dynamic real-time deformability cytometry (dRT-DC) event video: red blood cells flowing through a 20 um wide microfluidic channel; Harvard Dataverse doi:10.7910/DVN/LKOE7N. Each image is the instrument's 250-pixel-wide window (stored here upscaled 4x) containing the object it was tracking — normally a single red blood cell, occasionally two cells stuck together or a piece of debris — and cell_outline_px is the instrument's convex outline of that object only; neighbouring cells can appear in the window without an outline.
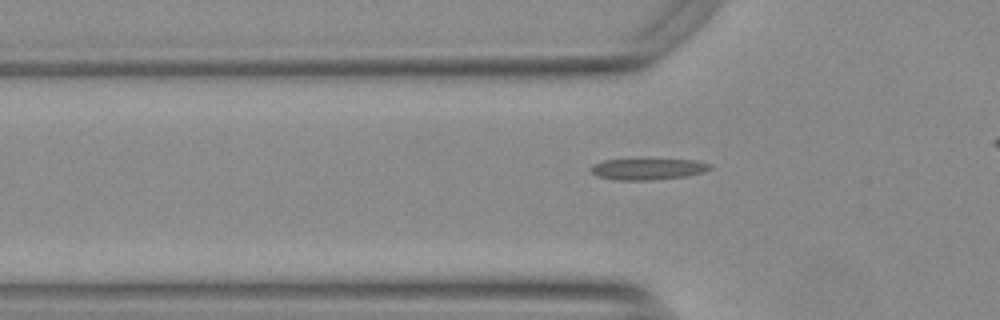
{"species": "Egyptian fruit bat (a non-hibernating species)", "species_latin": "Rousettus aegyptiacus", "temperature_condition": "warm", "stored_images_in_passage": 38, "camera_frame_rate_fps": 3000, "um_per_image_px": 0.085, "animal": {"sex": "female"}, "frame": {"image": 1, "passage_image": 11, "time_ms": 3.333, "image_size_px": [1000, 320], "cell_outline_px": [[712, 168], [704, 172], [684, 176], [652, 180], [616, 180], [596, 176], [592, 172], [592, 164], [604, 160], [640, 156], [648, 156], [692, 160], [712, 164]], "centroid_in_image_um": [55.05, 14.3], "position_along_channel_um": 70.7, "area_um2": 15.9}}
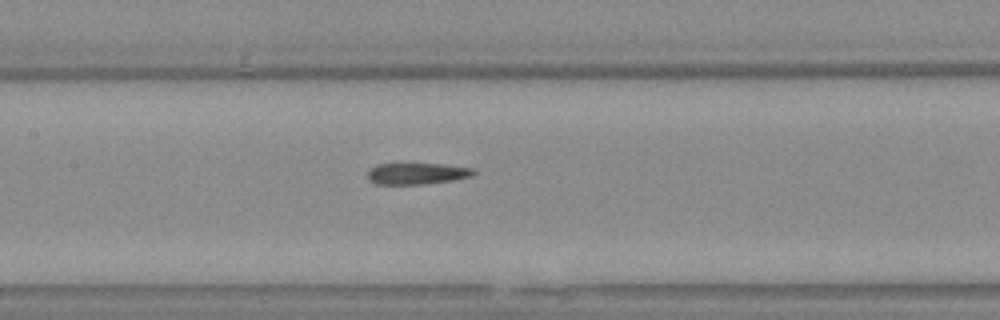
{"frame": {"image": 2, "passage_image": 19, "time_ms": 6.0, "image_size_px": [1000, 320], "cell_outline_px": [[476, 172], [472, 176], [456, 180], [420, 184], [376, 184], [368, 176], [368, 172], [376, 164], [440, 164], [472, 168]], "centroid_in_image_um": [35.48, 14.75], "position_along_channel_um": 171.9, "area_um2": 13.01}}
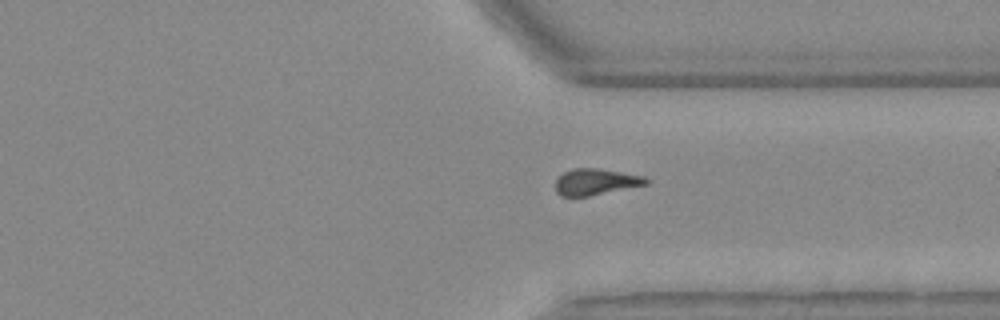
{"frame": {"image": 3, "passage_image": 34, "time_ms": 11.0, "image_size_px": [1000, 320], "cell_outline_px": [[648, 184], [588, 196], [560, 196], [556, 192], [556, 180], [564, 172], [572, 168], [600, 168], [644, 176], [648, 180]], "centroid_in_image_um": [50.62, 15.45], "position_along_channel_um": 360.8, "area_um2": 13.81}}